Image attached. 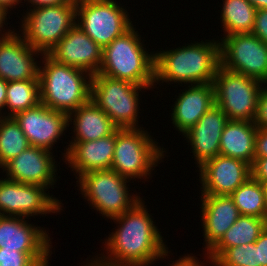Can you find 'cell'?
<instances>
[{
	"mask_svg": "<svg viewBox=\"0 0 267 266\" xmlns=\"http://www.w3.org/2000/svg\"><path fill=\"white\" fill-rule=\"evenodd\" d=\"M142 200L121 215L111 218L120 223L105 242L108 257H99L111 266H147L156 259L167 256L168 250L162 235L157 231Z\"/></svg>",
	"mask_w": 267,
	"mask_h": 266,
	"instance_id": "6da1fadb",
	"label": "cell"
},
{
	"mask_svg": "<svg viewBox=\"0 0 267 266\" xmlns=\"http://www.w3.org/2000/svg\"><path fill=\"white\" fill-rule=\"evenodd\" d=\"M155 82L191 85L213 83L220 65V41L191 43L174 50L155 53Z\"/></svg>",
	"mask_w": 267,
	"mask_h": 266,
	"instance_id": "7a4b0ae2",
	"label": "cell"
},
{
	"mask_svg": "<svg viewBox=\"0 0 267 266\" xmlns=\"http://www.w3.org/2000/svg\"><path fill=\"white\" fill-rule=\"evenodd\" d=\"M132 26L103 48L98 74L125 80L135 85L155 83V54H148ZM141 42V43H140Z\"/></svg>",
	"mask_w": 267,
	"mask_h": 266,
	"instance_id": "3957f363",
	"label": "cell"
},
{
	"mask_svg": "<svg viewBox=\"0 0 267 266\" xmlns=\"http://www.w3.org/2000/svg\"><path fill=\"white\" fill-rule=\"evenodd\" d=\"M42 58L45 64L38 75L42 104L69 114L90 100L91 78L85 79L86 71L60 64L47 54Z\"/></svg>",
	"mask_w": 267,
	"mask_h": 266,
	"instance_id": "277c9868",
	"label": "cell"
},
{
	"mask_svg": "<svg viewBox=\"0 0 267 266\" xmlns=\"http://www.w3.org/2000/svg\"><path fill=\"white\" fill-rule=\"evenodd\" d=\"M25 16L22 37L35 50L48 54L76 24V0L56 6L34 7Z\"/></svg>",
	"mask_w": 267,
	"mask_h": 266,
	"instance_id": "5b68a950",
	"label": "cell"
},
{
	"mask_svg": "<svg viewBox=\"0 0 267 266\" xmlns=\"http://www.w3.org/2000/svg\"><path fill=\"white\" fill-rule=\"evenodd\" d=\"M150 137L140 128H118L111 169L129 180L151 174L152 167L164 158L165 151Z\"/></svg>",
	"mask_w": 267,
	"mask_h": 266,
	"instance_id": "8992f818",
	"label": "cell"
},
{
	"mask_svg": "<svg viewBox=\"0 0 267 266\" xmlns=\"http://www.w3.org/2000/svg\"><path fill=\"white\" fill-rule=\"evenodd\" d=\"M262 83L219 65L213 82L215 104L229 120L254 122Z\"/></svg>",
	"mask_w": 267,
	"mask_h": 266,
	"instance_id": "52a82bcc",
	"label": "cell"
},
{
	"mask_svg": "<svg viewBox=\"0 0 267 266\" xmlns=\"http://www.w3.org/2000/svg\"><path fill=\"white\" fill-rule=\"evenodd\" d=\"M149 87L152 86L135 85L97 73L91 77L90 99L118 128H138V91Z\"/></svg>",
	"mask_w": 267,
	"mask_h": 266,
	"instance_id": "ba28073f",
	"label": "cell"
},
{
	"mask_svg": "<svg viewBox=\"0 0 267 266\" xmlns=\"http://www.w3.org/2000/svg\"><path fill=\"white\" fill-rule=\"evenodd\" d=\"M84 197L99 213L113 218L131 209L140 199L129 196L127 179L113 169L93 170L78 179Z\"/></svg>",
	"mask_w": 267,
	"mask_h": 266,
	"instance_id": "9c48e42d",
	"label": "cell"
},
{
	"mask_svg": "<svg viewBox=\"0 0 267 266\" xmlns=\"http://www.w3.org/2000/svg\"><path fill=\"white\" fill-rule=\"evenodd\" d=\"M76 16V24L102 49L133 26L114 0H76Z\"/></svg>",
	"mask_w": 267,
	"mask_h": 266,
	"instance_id": "30bf717a",
	"label": "cell"
},
{
	"mask_svg": "<svg viewBox=\"0 0 267 266\" xmlns=\"http://www.w3.org/2000/svg\"><path fill=\"white\" fill-rule=\"evenodd\" d=\"M220 65L267 84V44L251 33L221 38Z\"/></svg>",
	"mask_w": 267,
	"mask_h": 266,
	"instance_id": "8fae6325",
	"label": "cell"
},
{
	"mask_svg": "<svg viewBox=\"0 0 267 266\" xmlns=\"http://www.w3.org/2000/svg\"><path fill=\"white\" fill-rule=\"evenodd\" d=\"M45 189L47 188L43 186L23 184L6 178L0 180V215L9 213L8 216L27 218L62 210V203L45 193Z\"/></svg>",
	"mask_w": 267,
	"mask_h": 266,
	"instance_id": "7c38bea8",
	"label": "cell"
},
{
	"mask_svg": "<svg viewBox=\"0 0 267 266\" xmlns=\"http://www.w3.org/2000/svg\"><path fill=\"white\" fill-rule=\"evenodd\" d=\"M13 117L18 122L30 146L50 151L52 145L57 142L56 140L68 126L67 113L52 110L42 103L18 112Z\"/></svg>",
	"mask_w": 267,
	"mask_h": 266,
	"instance_id": "4fadbf2b",
	"label": "cell"
},
{
	"mask_svg": "<svg viewBox=\"0 0 267 266\" xmlns=\"http://www.w3.org/2000/svg\"><path fill=\"white\" fill-rule=\"evenodd\" d=\"M103 49L75 24L47 54L60 64L97 74L102 63Z\"/></svg>",
	"mask_w": 267,
	"mask_h": 266,
	"instance_id": "5bb4252c",
	"label": "cell"
},
{
	"mask_svg": "<svg viewBox=\"0 0 267 266\" xmlns=\"http://www.w3.org/2000/svg\"><path fill=\"white\" fill-rule=\"evenodd\" d=\"M201 195H231L251 177V166L239 159L217 155L199 167Z\"/></svg>",
	"mask_w": 267,
	"mask_h": 266,
	"instance_id": "9a60e30c",
	"label": "cell"
},
{
	"mask_svg": "<svg viewBox=\"0 0 267 266\" xmlns=\"http://www.w3.org/2000/svg\"><path fill=\"white\" fill-rule=\"evenodd\" d=\"M51 154L47 149L29 146L3 166L7 179L45 188L54 185L56 162Z\"/></svg>",
	"mask_w": 267,
	"mask_h": 266,
	"instance_id": "2e32d148",
	"label": "cell"
},
{
	"mask_svg": "<svg viewBox=\"0 0 267 266\" xmlns=\"http://www.w3.org/2000/svg\"><path fill=\"white\" fill-rule=\"evenodd\" d=\"M38 53L12 31L0 40V78L7 82L39 79V66L33 57Z\"/></svg>",
	"mask_w": 267,
	"mask_h": 266,
	"instance_id": "e0dca14e",
	"label": "cell"
},
{
	"mask_svg": "<svg viewBox=\"0 0 267 266\" xmlns=\"http://www.w3.org/2000/svg\"><path fill=\"white\" fill-rule=\"evenodd\" d=\"M228 121L226 114L215 104L183 134L191 143L198 167L220 155L221 135Z\"/></svg>",
	"mask_w": 267,
	"mask_h": 266,
	"instance_id": "ac0fdd59",
	"label": "cell"
},
{
	"mask_svg": "<svg viewBox=\"0 0 267 266\" xmlns=\"http://www.w3.org/2000/svg\"><path fill=\"white\" fill-rule=\"evenodd\" d=\"M49 241L46 231L28 224L24 217L0 215V248L23 253H50Z\"/></svg>",
	"mask_w": 267,
	"mask_h": 266,
	"instance_id": "d6986e66",
	"label": "cell"
},
{
	"mask_svg": "<svg viewBox=\"0 0 267 266\" xmlns=\"http://www.w3.org/2000/svg\"><path fill=\"white\" fill-rule=\"evenodd\" d=\"M202 220L207 252L240 216L230 195H202Z\"/></svg>",
	"mask_w": 267,
	"mask_h": 266,
	"instance_id": "ffe728a7",
	"label": "cell"
},
{
	"mask_svg": "<svg viewBox=\"0 0 267 266\" xmlns=\"http://www.w3.org/2000/svg\"><path fill=\"white\" fill-rule=\"evenodd\" d=\"M116 143V131L97 140L70 144L66 149L65 161L70 163L78 177L93 170L111 169Z\"/></svg>",
	"mask_w": 267,
	"mask_h": 266,
	"instance_id": "44dd1931",
	"label": "cell"
},
{
	"mask_svg": "<svg viewBox=\"0 0 267 266\" xmlns=\"http://www.w3.org/2000/svg\"><path fill=\"white\" fill-rule=\"evenodd\" d=\"M191 86H188L189 89L178 96L171 116L174 127L183 134L192 128L215 105L213 83Z\"/></svg>",
	"mask_w": 267,
	"mask_h": 266,
	"instance_id": "7402d4cb",
	"label": "cell"
},
{
	"mask_svg": "<svg viewBox=\"0 0 267 266\" xmlns=\"http://www.w3.org/2000/svg\"><path fill=\"white\" fill-rule=\"evenodd\" d=\"M72 115L74 119H72ZM72 120H74L73 125L76 136L70 144L107 137L118 129L107 114L91 99L68 114V127L69 122H72Z\"/></svg>",
	"mask_w": 267,
	"mask_h": 266,
	"instance_id": "603a6c76",
	"label": "cell"
},
{
	"mask_svg": "<svg viewBox=\"0 0 267 266\" xmlns=\"http://www.w3.org/2000/svg\"><path fill=\"white\" fill-rule=\"evenodd\" d=\"M257 130L254 122L229 120L222 131L220 155L242 160L252 166Z\"/></svg>",
	"mask_w": 267,
	"mask_h": 266,
	"instance_id": "cb8c5ba5",
	"label": "cell"
},
{
	"mask_svg": "<svg viewBox=\"0 0 267 266\" xmlns=\"http://www.w3.org/2000/svg\"><path fill=\"white\" fill-rule=\"evenodd\" d=\"M266 227L267 218L240 215L222 238L207 252L208 259L213 262L230 247L254 243Z\"/></svg>",
	"mask_w": 267,
	"mask_h": 266,
	"instance_id": "d4e9b609",
	"label": "cell"
},
{
	"mask_svg": "<svg viewBox=\"0 0 267 266\" xmlns=\"http://www.w3.org/2000/svg\"><path fill=\"white\" fill-rule=\"evenodd\" d=\"M223 4L221 18L225 36L251 33L257 9L248 0H225Z\"/></svg>",
	"mask_w": 267,
	"mask_h": 266,
	"instance_id": "484cf974",
	"label": "cell"
},
{
	"mask_svg": "<svg viewBox=\"0 0 267 266\" xmlns=\"http://www.w3.org/2000/svg\"><path fill=\"white\" fill-rule=\"evenodd\" d=\"M240 215L267 218V206L262 183L249 177L231 195Z\"/></svg>",
	"mask_w": 267,
	"mask_h": 266,
	"instance_id": "4316f807",
	"label": "cell"
},
{
	"mask_svg": "<svg viewBox=\"0 0 267 266\" xmlns=\"http://www.w3.org/2000/svg\"><path fill=\"white\" fill-rule=\"evenodd\" d=\"M40 101L39 79L7 82L6 102L8 116L37 106Z\"/></svg>",
	"mask_w": 267,
	"mask_h": 266,
	"instance_id": "83f0119b",
	"label": "cell"
},
{
	"mask_svg": "<svg viewBox=\"0 0 267 266\" xmlns=\"http://www.w3.org/2000/svg\"><path fill=\"white\" fill-rule=\"evenodd\" d=\"M29 146L30 144L15 118L13 116H1L0 168Z\"/></svg>",
	"mask_w": 267,
	"mask_h": 266,
	"instance_id": "f1b7e54d",
	"label": "cell"
},
{
	"mask_svg": "<svg viewBox=\"0 0 267 266\" xmlns=\"http://www.w3.org/2000/svg\"><path fill=\"white\" fill-rule=\"evenodd\" d=\"M215 266H261L256 243L230 247L213 262Z\"/></svg>",
	"mask_w": 267,
	"mask_h": 266,
	"instance_id": "f546056e",
	"label": "cell"
},
{
	"mask_svg": "<svg viewBox=\"0 0 267 266\" xmlns=\"http://www.w3.org/2000/svg\"><path fill=\"white\" fill-rule=\"evenodd\" d=\"M50 253H23L0 248V266H48Z\"/></svg>",
	"mask_w": 267,
	"mask_h": 266,
	"instance_id": "4dcf8cb0",
	"label": "cell"
},
{
	"mask_svg": "<svg viewBox=\"0 0 267 266\" xmlns=\"http://www.w3.org/2000/svg\"><path fill=\"white\" fill-rule=\"evenodd\" d=\"M251 34L267 44V9L257 10Z\"/></svg>",
	"mask_w": 267,
	"mask_h": 266,
	"instance_id": "1f68e13d",
	"label": "cell"
},
{
	"mask_svg": "<svg viewBox=\"0 0 267 266\" xmlns=\"http://www.w3.org/2000/svg\"><path fill=\"white\" fill-rule=\"evenodd\" d=\"M267 87H263V90L259 94L257 113L254 120L255 125L258 128H267Z\"/></svg>",
	"mask_w": 267,
	"mask_h": 266,
	"instance_id": "d6a6232c",
	"label": "cell"
},
{
	"mask_svg": "<svg viewBox=\"0 0 267 266\" xmlns=\"http://www.w3.org/2000/svg\"><path fill=\"white\" fill-rule=\"evenodd\" d=\"M251 176L260 183L267 182V157H255L251 166Z\"/></svg>",
	"mask_w": 267,
	"mask_h": 266,
	"instance_id": "836d02e7",
	"label": "cell"
},
{
	"mask_svg": "<svg viewBox=\"0 0 267 266\" xmlns=\"http://www.w3.org/2000/svg\"><path fill=\"white\" fill-rule=\"evenodd\" d=\"M255 157H267V128H258L255 137Z\"/></svg>",
	"mask_w": 267,
	"mask_h": 266,
	"instance_id": "e575fe53",
	"label": "cell"
},
{
	"mask_svg": "<svg viewBox=\"0 0 267 266\" xmlns=\"http://www.w3.org/2000/svg\"><path fill=\"white\" fill-rule=\"evenodd\" d=\"M258 248L259 263L261 266H267V227L255 241Z\"/></svg>",
	"mask_w": 267,
	"mask_h": 266,
	"instance_id": "d590c367",
	"label": "cell"
},
{
	"mask_svg": "<svg viewBox=\"0 0 267 266\" xmlns=\"http://www.w3.org/2000/svg\"><path fill=\"white\" fill-rule=\"evenodd\" d=\"M71 0H28L35 7H44V6H56L60 4H67Z\"/></svg>",
	"mask_w": 267,
	"mask_h": 266,
	"instance_id": "8d00e7d4",
	"label": "cell"
},
{
	"mask_svg": "<svg viewBox=\"0 0 267 266\" xmlns=\"http://www.w3.org/2000/svg\"><path fill=\"white\" fill-rule=\"evenodd\" d=\"M200 262L196 261L194 256H185L180 258L175 263H172V266H202L199 264ZM171 266V265H170Z\"/></svg>",
	"mask_w": 267,
	"mask_h": 266,
	"instance_id": "74e56055",
	"label": "cell"
},
{
	"mask_svg": "<svg viewBox=\"0 0 267 266\" xmlns=\"http://www.w3.org/2000/svg\"><path fill=\"white\" fill-rule=\"evenodd\" d=\"M7 81L0 78V111L4 110L6 102ZM1 116V115H0Z\"/></svg>",
	"mask_w": 267,
	"mask_h": 266,
	"instance_id": "f35d334b",
	"label": "cell"
},
{
	"mask_svg": "<svg viewBox=\"0 0 267 266\" xmlns=\"http://www.w3.org/2000/svg\"><path fill=\"white\" fill-rule=\"evenodd\" d=\"M20 1L22 0H0V7L8 13V8L16 6Z\"/></svg>",
	"mask_w": 267,
	"mask_h": 266,
	"instance_id": "ab89813d",
	"label": "cell"
},
{
	"mask_svg": "<svg viewBox=\"0 0 267 266\" xmlns=\"http://www.w3.org/2000/svg\"><path fill=\"white\" fill-rule=\"evenodd\" d=\"M7 17V12H5V10H3L1 7H0V28L3 27V23L5 22V19ZM4 21V22H3ZM1 31V30H0ZM12 32V30L8 31V32H5V36L4 34H1V37H0V40L6 38L10 33Z\"/></svg>",
	"mask_w": 267,
	"mask_h": 266,
	"instance_id": "60d3db41",
	"label": "cell"
},
{
	"mask_svg": "<svg viewBox=\"0 0 267 266\" xmlns=\"http://www.w3.org/2000/svg\"><path fill=\"white\" fill-rule=\"evenodd\" d=\"M257 10L267 9V0H248Z\"/></svg>",
	"mask_w": 267,
	"mask_h": 266,
	"instance_id": "b9f144b4",
	"label": "cell"
},
{
	"mask_svg": "<svg viewBox=\"0 0 267 266\" xmlns=\"http://www.w3.org/2000/svg\"><path fill=\"white\" fill-rule=\"evenodd\" d=\"M88 265H85V266H111V265H107V264H105V263H103V262H101L100 260H99V258H98V260H94L93 262H92V260H91V263H87Z\"/></svg>",
	"mask_w": 267,
	"mask_h": 266,
	"instance_id": "7bdbcfd3",
	"label": "cell"
},
{
	"mask_svg": "<svg viewBox=\"0 0 267 266\" xmlns=\"http://www.w3.org/2000/svg\"><path fill=\"white\" fill-rule=\"evenodd\" d=\"M262 185H263V188H264V193H265V203H266V206H267V182L262 183Z\"/></svg>",
	"mask_w": 267,
	"mask_h": 266,
	"instance_id": "ee69618b",
	"label": "cell"
}]
</instances>
